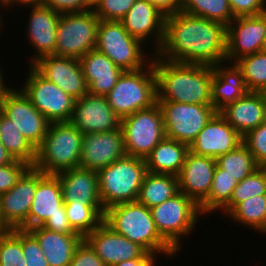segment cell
Returning <instances> with one entry per match:
<instances>
[{
  "label": "cell",
  "mask_w": 266,
  "mask_h": 266,
  "mask_svg": "<svg viewBox=\"0 0 266 266\" xmlns=\"http://www.w3.org/2000/svg\"><path fill=\"white\" fill-rule=\"evenodd\" d=\"M237 184L234 177L216 165L209 196L199 205L201 214L221 211L230 202Z\"/></svg>",
  "instance_id": "cell-35"
},
{
  "label": "cell",
  "mask_w": 266,
  "mask_h": 266,
  "mask_svg": "<svg viewBox=\"0 0 266 266\" xmlns=\"http://www.w3.org/2000/svg\"><path fill=\"white\" fill-rule=\"evenodd\" d=\"M179 192L178 176L147 172L140 187L137 202L151 208Z\"/></svg>",
  "instance_id": "cell-31"
},
{
  "label": "cell",
  "mask_w": 266,
  "mask_h": 266,
  "mask_svg": "<svg viewBox=\"0 0 266 266\" xmlns=\"http://www.w3.org/2000/svg\"><path fill=\"white\" fill-rule=\"evenodd\" d=\"M228 3L234 18L266 12V0H228Z\"/></svg>",
  "instance_id": "cell-45"
},
{
  "label": "cell",
  "mask_w": 266,
  "mask_h": 266,
  "mask_svg": "<svg viewBox=\"0 0 266 266\" xmlns=\"http://www.w3.org/2000/svg\"><path fill=\"white\" fill-rule=\"evenodd\" d=\"M31 66L75 100L88 93L79 59L51 55L38 59Z\"/></svg>",
  "instance_id": "cell-18"
},
{
  "label": "cell",
  "mask_w": 266,
  "mask_h": 266,
  "mask_svg": "<svg viewBox=\"0 0 266 266\" xmlns=\"http://www.w3.org/2000/svg\"><path fill=\"white\" fill-rule=\"evenodd\" d=\"M22 250V229L0 231V266H26Z\"/></svg>",
  "instance_id": "cell-40"
},
{
  "label": "cell",
  "mask_w": 266,
  "mask_h": 266,
  "mask_svg": "<svg viewBox=\"0 0 266 266\" xmlns=\"http://www.w3.org/2000/svg\"><path fill=\"white\" fill-rule=\"evenodd\" d=\"M79 61L88 86V93L92 95L106 96L124 72L97 49L90 50Z\"/></svg>",
  "instance_id": "cell-26"
},
{
  "label": "cell",
  "mask_w": 266,
  "mask_h": 266,
  "mask_svg": "<svg viewBox=\"0 0 266 266\" xmlns=\"http://www.w3.org/2000/svg\"><path fill=\"white\" fill-rule=\"evenodd\" d=\"M30 67L20 89L50 123L70 122L75 99Z\"/></svg>",
  "instance_id": "cell-11"
},
{
  "label": "cell",
  "mask_w": 266,
  "mask_h": 266,
  "mask_svg": "<svg viewBox=\"0 0 266 266\" xmlns=\"http://www.w3.org/2000/svg\"><path fill=\"white\" fill-rule=\"evenodd\" d=\"M32 8L28 16L27 39L35 50L30 65L38 59L54 55L57 37V23L61 13H58L44 5L28 7Z\"/></svg>",
  "instance_id": "cell-24"
},
{
  "label": "cell",
  "mask_w": 266,
  "mask_h": 266,
  "mask_svg": "<svg viewBox=\"0 0 266 266\" xmlns=\"http://www.w3.org/2000/svg\"><path fill=\"white\" fill-rule=\"evenodd\" d=\"M47 230L64 234H77L69 223L66 214H55L50 216L42 225Z\"/></svg>",
  "instance_id": "cell-48"
},
{
  "label": "cell",
  "mask_w": 266,
  "mask_h": 266,
  "mask_svg": "<svg viewBox=\"0 0 266 266\" xmlns=\"http://www.w3.org/2000/svg\"><path fill=\"white\" fill-rule=\"evenodd\" d=\"M152 61L156 75L157 101L213 105L212 66L171 62L156 54Z\"/></svg>",
  "instance_id": "cell-2"
},
{
  "label": "cell",
  "mask_w": 266,
  "mask_h": 266,
  "mask_svg": "<svg viewBox=\"0 0 266 266\" xmlns=\"http://www.w3.org/2000/svg\"><path fill=\"white\" fill-rule=\"evenodd\" d=\"M150 211L160 236L176 252L182 248L183 237L194 231L199 216H203L199 206L180 191L163 203L151 207Z\"/></svg>",
  "instance_id": "cell-7"
},
{
  "label": "cell",
  "mask_w": 266,
  "mask_h": 266,
  "mask_svg": "<svg viewBox=\"0 0 266 266\" xmlns=\"http://www.w3.org/2000/svg\"><path fill=\"white\" fill-rule=\"evenodd\" d=\"M30 166L28 163L16 159L8 165L0 166V195L14 187Z\"/></svg>",
  "instance_id": "cell-44"
},
{
  "label": "cell",
  "mask_w": 266,
  "mask_h": 266,
  "mask_svg": "<svg viewBox=\"0 0 266 266\" xmlns=\"http://www.w3.org/2000/svg\"><path fill=\"white\" fill-rule=\"evenodd\" d=\"M242 136L216 112L198 133L189 146L190 152L198 156L217 158L235 149L242 143Z\"/></svg>",
  "instance_id": "cell-22"
},
{
  "label": "cell",
  "mask_w": 266,
  "mask_h": 266,
  "mask_svg": "<svg viewBox=\"0 0 266 266\" xmlns=\"http://www.w3.org/2000/svg\"><path fill=\"white\" fill-rule=\"evenodd\" d=\"M93 0H44V6L58 13L85 12L93 9Z\"/></svg>",
  "instance_id": "cell-47"
},
{
  "label": "cell",
  "mask_w": 266,
  "mask_h": 266,
  "mask_svg": "<svg viewBox=\"0 0 266 266\" xmlns=\"http://www.w3.org/2000/svg\"><path fill=\"white\" fill-rule=\"evenodd\" d=\"M126 155L145 158L165 136L163 113L158 103L121 119Z\"/></svg>",
  "instance_id": "cell-10"
},
{
  "label": "cell",
  "mask_w": 266,
  "mask_h": 266,
  "mask_svg": "<svg viewBox=\"0 0 266 266\" xmlns=\"http://www.w3.org/2000/svg\"><path fill=\"white\" fill-rule=\"evenodd\" d=\"M144 48L143 43L132 37L120 21H99L95 49L124 71L140 70L151 62L154 54L146 55Z\"/></svg>",
  "instance_id": "cell-8"
},
{
  "label": "cell",
  "mask_w": 266,
  "mask_h": 266,
  "mask_svg": "<svg viewBox=\"0 0 266 266\" xmlns=\"http://www.w3.org/2000/svg\"><path fill=\"white\" fill-rule=\"evenodd\" d=\"M242 142L253 154L258 166L266 167V121L243 136Z\"/></svg>",
  "instance_id": "cell-42"
},
{
  "label": "cell",
  "mask_w": 266,
  "mask_h": 266,
  "mask_svg": "<svg viewBox=\"0 0 266 266\" xmlns=\"http://www.w3.org/2000/svg\"><path fill=\"white\" fill-rule=\"evenodd\" d=\"M247 92L242 71L235 63L223 62L213 66L211 101L217 112Z\"/></svg>",
  "instance_id": "cell-27"
},
{
  "label": "cell",
  "mask_w": 266,
  "mask_h": 266,
  "mask_svg": "<svg viewBox=\"0 0 266 266\" xmlns=\"http://www.w3.org/2000/svg\"><path fill=\"white\" fill-rule=\"evenodd\" d=\"M181 11L220 22L226 27L234 19L228 0H182Z\"/></svg>",
  "instance_id": "cell-37"
},
{
  "label": "cell",
  "mask_w": 266,
  "mask_h": 266,
  "mask_svg": "<svg viewBox=\"0 0 266 266\" xmlns=\"http://www.w3.org/2000/svg\"><path fill=\"white\" fill-rule=\"evenodd\" d=\"M143 158L124 155L97 172L99 194L104 210L128 202H136L147 174Z\"/></svg>",
  "instance_id": "cell-5"
},
{
  "label": "cell",
  "mask_w": 266,
  "mask_h": 266,
  "mask_svg": "<svg viewBox=\"0 0 266 266\" xmlns=\"http://www.w3.org/2000/svg\"><path fill=\"white\" fill-rule=\"evenodd\" d=\"M264 114H265V121H266V101H265V111H264Z\"/></svg>",
  "instance_id": "cell-57"
},
{
  "label": "cell",
  "mask_w": 266,
  "mask_h": 266,
  "mask_svg": "<svg viewBox=\"0 0 266 266\" xmlns=\"http://www.w3.org/2000/svg\"><path fill=\"white\" fill-rule=\"evenodd\" d=\"M103 222L114 232L143 247L148 253H163L174 257L177 253L159 234L150 208L136 202L120 203L104 211ZM158 253V254H157Z\"/></svg>",
  "instance_id": "cell-3"
},
{
  "label": "cell",
  "mask_w": 266,
  "mask_h": 266,
  "mask_svg": "<svg viewBox=\"0 0 266 266\" xmlns=\"http://www.w3.org/2000/svg\"><path fill=\"white\" fill-rule=\"evenodd\" d=\"M236 66L242 71L248 91L266 92V53L257 52L238 59Z\"/></svg>",
  "instance_id": "cell-38"
},
{
  "label": "cell",
  "mask_w": 266,
  "mask_h": 266,
  "mask_svg": "<svg viewBox=\"0 0 266 266\" xmlns=\"http://www.w3.org/2000/svg\"><path fill=\"white\" fill-rule=\"evenodd\" d=\"M0 110L36 149L45 138L50 122L31 103L23 91L14 87L0 102Z\"/></svg>",
  "instance_id": "cell-13"
},
{
  "label": "cell",
  "mask_w": 266,
  "mask_h": 266,
  "mask_svg": "<svg viewBox=\"0 0 266 266\" xmlns=\"http://www.w3.org/2000/svg\"><path fill=\"white\" fill-rule=\"evenodd\" d=\"M14 3L15 4L17 3L16 5H21V6L23 5L24 7H28V6L34 7V6L44 5V0H3L0 5H1V7L4 6L3 9L6 7L8 10L9 6H10V8L12 5L14 7V5H15Z\"/></svg>",
  "instance_id": "cell-50"
},
{
  "label": "cell",
  "mask_w": 266,
  "mask_h": 266,
  "mask_svg": "<svg viewBox=\"0 0 266 266\" xmlns=\"http://www.w3.org/2000/svg\"><path fill=\"white\" fill-rule=\"evenodd\" d=\"M83 134L71 122H52L36 148L33 167L45 174H57L80 167Z\"/></svg>",
  "instance_id": "cell-4"
},
{
  "label": "cell",
  "mask_w": 266,
  "mask_h": 266,
  "mask_svg": "<svg viewBox=\"0 0 266 266\" xmlns=\"http://www.w3.org/2000/svg\"><path fill=\"white\" fill-rule=\"evenodd\" d=\"M2 19H3L2 16H0V31H1L2 28H4V27H2V26H3V25H2V23H3V22H2V21H3Z\"/></svg>",
  "instance_id": "cell-56"
},
{
  "label": "cell",
  "mask_w": 266,
  "mask_h": 266,
  "mask_svg": "<svg viewBox=\"0 0 266 266\" xmlns=\"http://www.w3.org/2000/svg\"><path fill=\"white\" fill-rule=\"evenodd\" d=\"M227 215L233 223L266 233V195H256L238 203Z\"/></svg>",
  "instance_id": "cell-34"
},
{
  "label": "cell",
  "mask_w": 266,
  "mask_h": 266,
  "mask_svg": "<svg viewBox=\"0 0 266 266\" xmlns=\"http://www.w3.org/2000/svg\"><path fill=\"white\" fill-rule=\"evenodd\" d=\"M71 228L83 239L96 229L104 218L102 203L64 202Z\"/></svg>",
  "instance_id": "cell-32"
},
{
  "label": "cell",
  "mask_w": 266,
  "mask_h": 266,
  "mask_svg": "<svg viewBox=\"0 0 266 266\" xmlns=\"http://www.w3.org/2000/svg\"><path fill=\"white\" fill-rule=\"evenodd\" d=\"M22 250L26 266H49L36 237L22 229Z\"/></svg>",
  "instance_id": "cell-43"
},
{
  "label": "cell",
  "mask_w": 266,
  "mask_h": 266,
  "mask_svg": "<svg viewBox=\"0 0 266 266\" xmlns=\"http://www.w3.org/2000/svg\"><path fill=\"white\" fill-rule=\"evenodd\" d=\"M99 21L93 9L61 13L57 23L54 56L80 59L95 49Z\"/></svg>",
  "instance_id": "cell-9"
},
{
  "label": "cell",
  "mask_w": 266,
  "mask_h": 266,
  "mask_svg": "<svg viewBox=\"0 0 266 266\" xmlns=\"http://www.w3.org/2000/svg\"><path fill=\"white\" fill-rule=\"evenodd\" d=\"M126 155L122 129L86 133L82 137L80 167L98 172Z\"/></svg>",
  "instance_id": "cell-17"
},
{
  "label": "cell",
  "mask_w": 266,
  "mask_h": 266,
  "mask_svg": "<svg viewBox=\"0 0 266 266\" xmlns=\"http://www.w3.org/2000/svg\"><path fill=\"white\" fill-rule=\"evenodd\" d=\"M69 266H106V264L83 239L76 247Z\"/></svg>",
  "instance_id": "cell-46"
},
{
  "label": "cell",
  "mask_w": 266,
  "mask_h": 266,
  "mask_svg": "<svg viewBox=\"0 0 266 266\" xmlns=\"http://www.w3.org/2000/svg\"><path fill=\"white\" fill-rule=\"evenodd\" d=\"M0 66H2V65H0ZM2 72H4V71H2V69L0 67V102L5 97V95L13 88L12 86H11V88L6 86V83L4 81L5 76L3 75L4 73H2Z\"/></svg>",
  "instance_id": "cell-53"
},
{
  "label": "cell",
  "mask_w": 266,
  "mask_h": 266,
  "mask_svg": "<svg viewBox=\"0 0 266 266\" xmlns=\"http://www.w3.org/2000/svg\"><path fill=\"white\" fill-rule=\"evenodd\" d=\"M189 151L187 144L165 137L144 158L147 171L178 176Z\"/></svg>",
  "instance_id": "cell-30"
},
{
  "label": "cell",
  "mask_w": 266,
  "mask_h": 266,
  "mask_svg": "<svg viewBox=\"0 0 266 266\" xmlns=\"http://www.w3.org/2000/svg\"><path fill=\"white\" fill-rule=\"evenodd\" d=\"M84 240L106 266L131 259H157V256L148 253L137 243L114 232L104 222L89 233Z\"/></svg>",
  "instance_id": "cell-15"
},
{
  "label": "cell",
  "mask_w": 266,
  "mask_h": 266,
  "mask_svg": "<svg viewBox=\"0 0 266 266\" xmlns=\"http://www.w3.org/2000/svg\"><path fill=\"white\" fill-rule=\"evenodd\" d=\"M163 113L165 136L190 146L217 112L213 105L157 101Z\"/></svg>",
  "instance_id": "cell-12"
},
{
  "label": "cell",
  "mask_w": 266,
  "mask_h": 266,
  "mask_svg": "<svg viewBox=\"0 0 266 266\" xmlns=\"http://www.w3.org/2000/svg\"><path fill=\"white\" fill-rule=\"evenodd\" d=\"M120 22L132 37L140 40L143 44L147 40L150 42L154 40L150 43L155 44L152 46L154 54L162 46L165 15L148 0H136Z\"/></svg>",
  "instance_id": "cell-20"
},
{
  "label": "cell",
  "mask_w": 266,
  "mask_h": 266,
  "mask_svg": "<svg viewBox=\"0 0 266 266\" xmlns=\"http://www.w3.org/2000/svg\"><path fill=\"white\" fill-rule=\"evenodd\" d=\"M157 259H131L111 266H155Z\"/></svg>",
  "instance_id": "cell-51"
},
{
  "label": "cell",
  "mask_w": 266,
  "mask_h": 266,
  "mask_svg": "<svg viewBox=\"0 0 266 266\" xmlns=\"http://www.w3.org/2000/svg\"><path fill=\"white\" fill-rule=\"evenodd\" d=\"M55 214H66L59 178L37 169V186L28 214V220L20 229L29 230L42 226Z\"/></svg>",
  "instance_id": "cell-21"
},
{
  "label": "cell",
  "mask_w": 266,
  "mask_h": 266,
  "mask_svg": "<svg viewBox=\"0 0 266 266\" xmlns=\"http://www.w3.org/2000/svg\"><path fill=\"white\" fill-rule=\"evenodd\" d=\"M165 16L175 14L182 10V0H148Z\"/></svg>",
  "instance_id": "cell-49"
},
{
  "label": "cell",
  "mask_w": 266,
  "mask_h": 266,
  "mask_svg": "<svg viewBox=\"0 0 266 266\" xmlns=\"http://www.w3.org/2000/svg\"><path fill=\"white\" fill-rule=\"evenodd\" d=\"M266 92L248 91L219 113L243 137L265 122Z\"/></svg>",
  "instance_id": "cell-25"
},
{
  "label": "cell",
  "mask_w": 266,
  "mask_h": 266,
  "mask_svg": "<svg viewBox=\"0 0 266 266\" xmlns=\"http://www.w3.org/2000/svg\"><path fill=\"white\" fill-rule=\"evenodd\" d=\"M265 35L266 12L234 18L226 27V62L260 52Z\"/></svg>",
  "instance_id": "cell-14"
},
{
  "label": "cell",
  "mask_w": 266,
  "mask_h": 266,
  "mask_svg": "<svg viewBox=\"0 0 266 266\" xmlns=\"http://www.w3.org/2000/svg\"><path fill=\"white\" fill-rule=\"evenodd\" d=\"M136 0H96L94 13L100 20L120 21L130 10Z\"/></svg>",
  "instance_id": "cell-41"
},
{
  "label": "cell",
  "mask_w": 266,
  "mask_h": 266,
  "mask_svg": "<svg viewBox=\"0 0 266 266\" xmlns=\"http://www.w3.org/2000/svg\"><path fill=\"white\" fill-rule=\"evenodd\" d=\"M64 202L102 203L97 172L77 167L55 174Z\"/></svg>",
  "instance_id": "cell-28"
},
{
  "label": "cell",
  "mask_w": 266,
  "mask_h": 266,
  "mask_svg": "<svg viewBox=\"0 0 266 266\" xmlns=\"http://www.w3.org/2000/svg\"><path fill=\"white\" fill-rule=\"evenodd\" d=\"M256 195H266V168L259 167L252 174L238 182L230 202L221 210L228 214L238 203Z\"/></svg>",
  "instance_id": "cell-39"
},
{
  "label": "cell",
  "mask_w": 266,
  "mask_h": 266,
  "mask_svg": "<svg viewBox=\"0 0 266 266\" xmlns=\"http://www.w3.org/2000/svg\"><path fill=\"white\" fill-rule=\"evenodd\" d=\"M5 230H8V228L2 223V219L0 216V231H5Z\"/></svg>",
  "instance_id": "cell-54"
},
{
  "label": "cell",
  "mask_w": 266,
  "mask_h": 266,
  "mask_svg": "<svg viewBox=\"0 0 266 266\" xmlns=\"http://www.w3.org/2000/svg\"><path fill=\"white\" fill-rule=\"evenodd\" d=\"M261 51L266 53V35H265V37H264V42H263V45H262Z\"/></svg>",
  "instance_id": "cell-55"
},
{
  "label": "cell",
  "mask_w": 266,
  "mask_h": 266,
  "mask_svg": "<svg viewBox=\"0 0 266 266\" xmlns=\"http://www.w3.org/2000/svg\"><path fill=\"white\" fill-rule=\"evenodd\" d=\"M159 58L185 64L215 66L226 62V26L183 11L165 16Z\"/></svg>",
  "instance_id": "cell-1"
},
{
  "label": "cell",
  "mask_w": 266,
  "mask_h": 266,
  "mask_svg": "<svg viewBox=\"0 0 266 266\" xmlns=\"http://www.w3.org/2000/svg\"><path fill=\"white\" fill-rule=\"evenodd\" d=\"M112 110L122 119L157 103L153 61L136 71H124L106 95Z\"/></svg>",
  "instance_id": "cell-6"
},
{
  "label": "cell",
  "mask_w": 266,
  "mask_h": 266,
  "mask_svg": "<svg viewBox=\"0 0 266 266\" xmlns=\"http://www.w3.org/2000/svg\"><path fill=\"white\" fill-rule=\"evenodd\" d=\"M15 159L13 156L5 149L4 145L0 142V166L8 165L12 163Z\"/></svg>",
  "instance_id": "cell-52"
},
{
  "label": "cell",
  "mask_w": 266,
  "mask_h": 266,
  "mask_svg": "<svg viewBox=\"0 0 266 266\" xmlns=\"http://www.w3.org/2000/svg\"><path fill=\"white\" fill-rule=\"evenodd\" d=\"M29 231L38 240L49 266H69L76 247L83 240L79 234L53 232L42 226Z\"/></svg>",
  "instance_id": "cell-29"
},
{
  "label": "cell",
  "mask_w": 266,
  "mask_h": 266,
  "mask_svg": "<svg viewBox=\"0 0 266 266\" xmlns=\"http://www.w3.org/2000/svg\"><path fill=\"white\" fill-rule=\"evenodd\" d=\"M37 186V168L30 166L17 184L0 195V216L8 229L20 228L27 220Z\"/></svg>",
  "instance_id": "cell-19"
},
{
  "label": "cell",
  "mask_w": 266,
  "mask_h": 266,
  "mask_svg": "<svg viewBox=\"0 0 266 266\" xmlns=\"http://www.w3.org/2000/svg\"><path fill=\"white\" fill-rule=\"evenodd\" d=\"M216 165L238 182L259 168L253 154L242 142L235 149L216 158Z\"/></svg>",
  "instance_id": "cell-36"
},
{
  "label": "cell",
  "mask_w": 266,
  "mask_h": 266,
  "mask_svg": "<svg viewBox=\"0 0 266 266\" xmlns=\"http://www.w3.org/2000/svg\"><path fill=\"white\" fill-rule=\"evenodd\" d=\"M70 122L82 133H100L121 128V118L106 96L86 95L75 100Z\"/></svg>",
  "instance_id": "cell-16"
},
{
  "label": "cell",
  "mask_w": 266,
  "mask_h": 266,
  "mask_svg": "<svg viewBox=\"0 0 266 266\" xmlns=\"http://www.w3.org/2000/svg\"><path fill=\"white\" fill-rule=\"evenodd\" d=\"M215 168V158L189 151L178 175L179 191L199 206L209 196Z\"/></svg>",
  "instance_id": "cell-23"
},
{
  "label": "cell",
  "mask_w": 266,
  "mask_h": 266,
  "mask_svg": "<svg viewBox=\"0 0 266 266\" xmlns=\"http://www.w3.org/2000/svg\"><path fill=\"white\" fill-rule=\"evenodd\" d=\"M0 142L16 160L33 166L36 149L21 134L14 122L0 110Z\"/></svg>",
  "instance_id": "cell-33"
}]
</instances>
